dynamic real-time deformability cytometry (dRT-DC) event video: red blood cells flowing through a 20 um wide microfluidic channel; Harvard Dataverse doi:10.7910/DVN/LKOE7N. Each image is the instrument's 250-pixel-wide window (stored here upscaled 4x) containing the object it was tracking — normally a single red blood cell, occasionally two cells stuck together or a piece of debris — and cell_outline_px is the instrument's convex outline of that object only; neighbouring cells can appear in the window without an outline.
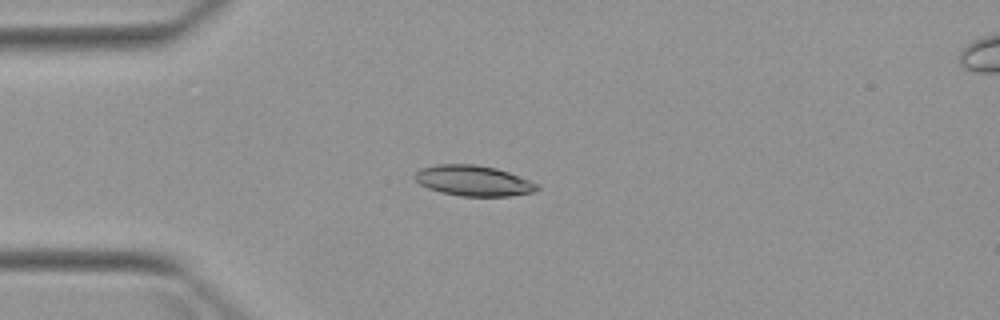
{"species": "Egyptian fruit bat (a non-hibernating species)", "species_latin": "Rousettus aegyptiacus", "temperature_condition": "warm", "stored_images_in_passage": 5, "camera_frame_rate_fps": 3000, "um_per_image_px": 0.085, "animal": {"sex": "female"}, "frame": {"image": 1, "passage_image": 4, "time_ms": 3.333, "image_size_px": [1000, 320], "cell_outline_px": [[540, 188], [536, 192], [508, 196], [460, 196], [440, 192], [428, 188], [420, 184], [412, 176], [420, 168], [436, 164], [476, 164], [496, 168], [508, 172], [540, 184]], "centroid_in_image_um": [40.25, 15.36], "position_along_channel_um": 44.8, "area_um2": 21.96}}